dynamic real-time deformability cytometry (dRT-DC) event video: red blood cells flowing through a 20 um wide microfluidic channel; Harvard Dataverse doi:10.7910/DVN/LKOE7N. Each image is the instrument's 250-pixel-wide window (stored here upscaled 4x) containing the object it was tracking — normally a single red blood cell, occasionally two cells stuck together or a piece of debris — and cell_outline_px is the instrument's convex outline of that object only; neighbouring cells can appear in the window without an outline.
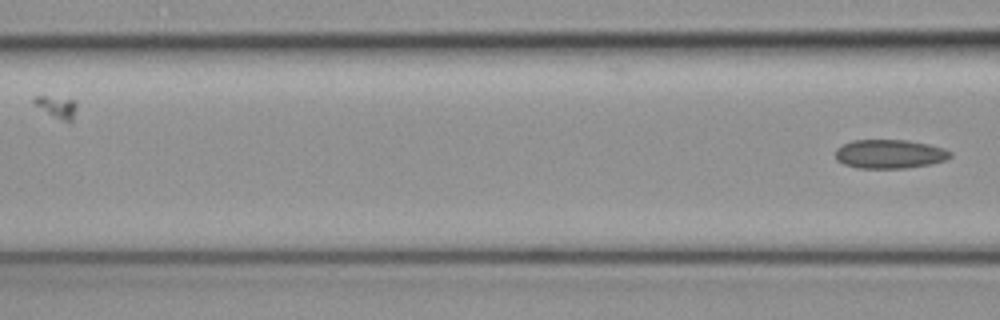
{"species": "common noctule bat (a hibernating species)", "species_latin": "Nyctalus noctula", "temperature_condition": "cold", "stored_images_in_passage": 6, "camera_frame_rate_fps": 3000, "um_per_image_px": 0.085, "animal": {"sex": "female", "body_mass_g": 19.3, "forearm_length_mm": 54.1}, "frame": {"image": 1, "passage_image": 6, "time_ms": 1.667, "image_size_px": [1000, 320], "cell_outline_px": [[952, 156], [944, 160], [932, 164], [904, 168], [856, 168], [844, 164], [836, 160], [836, 148], [852, 140], [908, 140], [928, 144], [944, 148], [952, 152]], "centroid_in_image_um": [75.62, 13.09], "position_along_channel_um": 91.0, "area_um2": 19.42}}